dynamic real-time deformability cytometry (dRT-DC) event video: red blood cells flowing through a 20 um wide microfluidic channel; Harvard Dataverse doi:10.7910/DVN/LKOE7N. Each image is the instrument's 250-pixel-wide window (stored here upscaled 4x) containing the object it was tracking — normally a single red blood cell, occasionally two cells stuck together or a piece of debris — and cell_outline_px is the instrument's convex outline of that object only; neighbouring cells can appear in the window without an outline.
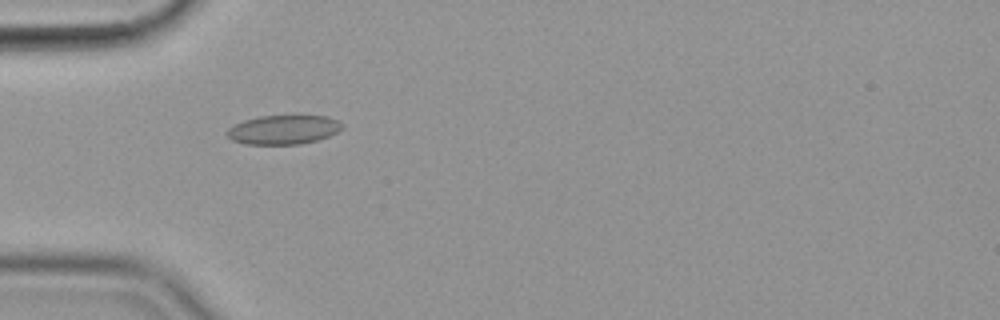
{"species": "common noctule bat (a hibernating species)", "species_latin": "Nyctalus noctula", "temperature_condition": "cold", "stored_images_in_passage": 48, "camera_frame_rate_fps": 3000, "um_per_image_px": 0.085, "animal": {"sex": "female", "body_mass_g": 19.9}, "frame": {"image": 1, "passage_image": 11, "time_ms": 3.333, "image_size_px": [1000, 320], "cell_outline_px": [[344, 128], [328, 136], [316, 140], [300, 144], [248, 144], [232, 140], [224, 132], [228, 128], [244, 120], [260, 116], [300, 112], [328, 116], [340, 120], [344, 124]], "centroid_in_image_um": [24.17, 10.95], "position_along_channel_um": 60.8, "area_um2": 20.52}}
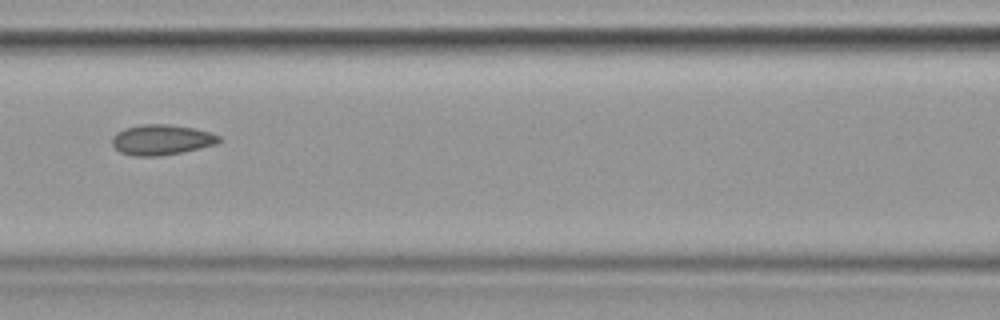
{"frame": {"image": 2, "passage_image": 19, "time_ms": 6.0, "image_size_px": [1000, 320], "cell_outline_px": [[220, 140], [216, 144], [200, 148], [160, 156], [132, 156], [120, 152], [112, 144], [112, 136], [116, 132], [124, 128], [140, 124], [168, 124], [192, 128], [212, 132], [220, 136]], "centroid_in_image_um": [13.7, 11.87], "position_along_channel_um": 152.9, "area_um2": 18.96}}
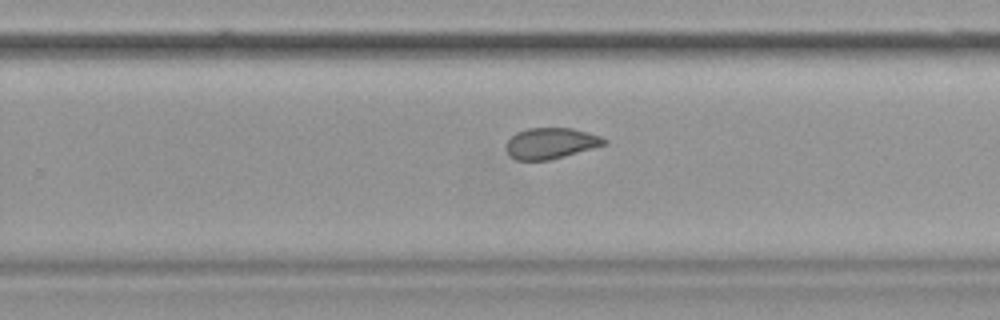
{"frame": {"image": 3, "passage_image": 30, "time_ms": 9.667, "image_size_px": [1000, 320], "cell_outline_px": [[608, 144], [564, 156], [548, 160], [516, 160], [508, 156], [504, 148], [504, 144], [516, 132], [528, 128], [572, 128], [600, 136], [608, 140]], "centroid_in_image_um": [46.78, 12.18], "position_along_channel_um": 283.0, "area_um2": 17.86}, "authors_computed_cell_mechanics": {"area_um2": 19.3052, "velocity_mm_per_s": 3.5699, "shape_relaxation_time_tau1_ms": 7.0617, "shape_relaxation_time_tau2_ms": 2.0315, "deformation_change_tau1": 0.111, "deformation_change_tau2": 0.0618}}